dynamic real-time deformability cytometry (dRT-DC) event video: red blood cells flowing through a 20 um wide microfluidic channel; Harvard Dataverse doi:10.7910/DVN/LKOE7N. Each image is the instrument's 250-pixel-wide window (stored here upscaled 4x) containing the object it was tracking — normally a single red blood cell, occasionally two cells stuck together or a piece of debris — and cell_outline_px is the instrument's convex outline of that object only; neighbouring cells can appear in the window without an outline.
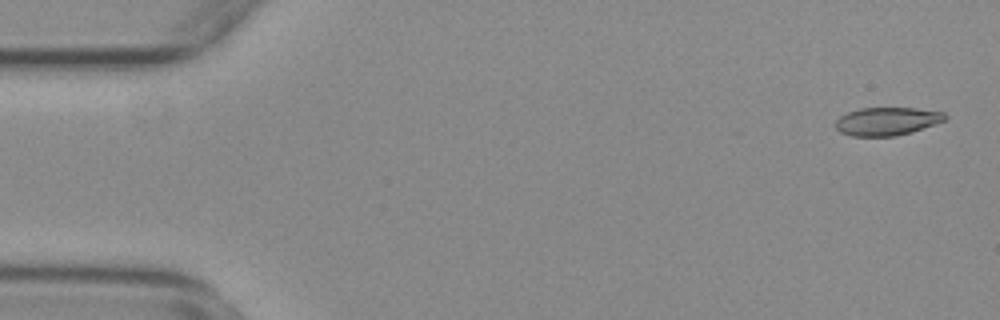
{"species": "common noctule bat (a hibernating species)", "species_latin": "Nyctalus noctula", "temperature_condition": "warm", "stored_images_in_passage": 55, "camera_frame_rate_fps": 3000, "um_per_image_px": 0.085, "animal": {"sex": "female", "body_mass_g": 29.2, "forearm_length_mm": 56.3}, "frame": {"image": 1, "passage_image": 2, "time_ms": 0.333, "image_size_px": [1000, 320], "cell_outline_px": [[948, 116], [944, 120], [912, 132], [896, 136], [852, 136], [840, 132], [836, 128], [836, 120], [840, 116], [848, 112], [860, 108], [916, 108], [944, 112]], "centroid_in_image_um": [75.38, 10.31], "position_along_channel_um": 9.6, "area_um2": 17.86}}
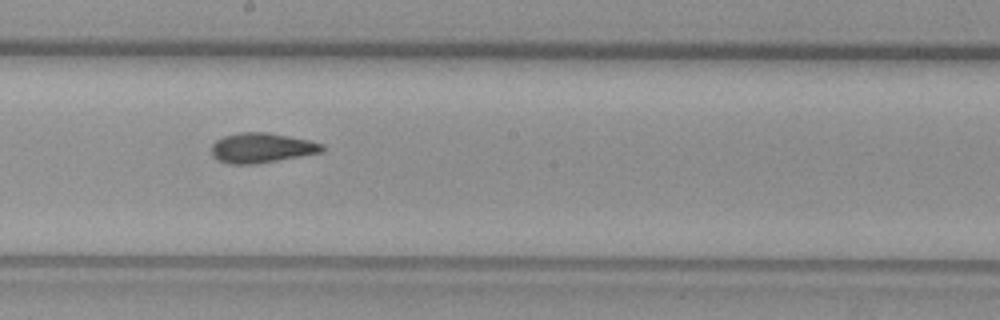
{"frame": {"image": 2, "passage_image": 30, "time_ms": 9.667, "image_size_px": [1000, 320], "cell_outline_px": [[324, 152], [256, 164], [228, 164], [216, 160], [212, 156], [212, 144], [216, 140], [224, 136], [236, 132], [268, 132], [308, 140], [324, 144]], "centroid_in_image_um": [22.22, 12.57], "position_along_channel_um": 226.0, "area_um2": 19.48}}
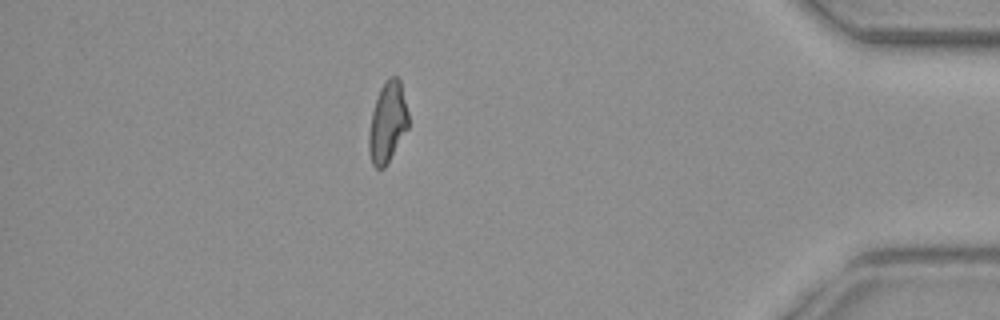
{"frame": {"image": 3, "passage_image": 48, "time_ms": 15.667, "image_size_px": [1000, 320], "cell_outline_px": [[408, 128], [384, 168], [376, 168], [372, 164], [368, 152], [368, 132], [372, 112], [380, 88], [388, 76], [396, 76], [400, 80], [408, 112]], "centroid_in_image_um": [32.92, 10.39], "position_along_channel_um": 402.3, "area_um2": 18.5}, "authors_computed_cell_mechanics": {"area_um2": 19.0162, "velocity_mm_per_s": 3.7373, "shape_relaxation_time_tau1_ms": null, "shape_relaxation_time_tau2_ms": 1.5611, "deformation_change_tau1": null, "deformation_change_tau2": 0.0813}}